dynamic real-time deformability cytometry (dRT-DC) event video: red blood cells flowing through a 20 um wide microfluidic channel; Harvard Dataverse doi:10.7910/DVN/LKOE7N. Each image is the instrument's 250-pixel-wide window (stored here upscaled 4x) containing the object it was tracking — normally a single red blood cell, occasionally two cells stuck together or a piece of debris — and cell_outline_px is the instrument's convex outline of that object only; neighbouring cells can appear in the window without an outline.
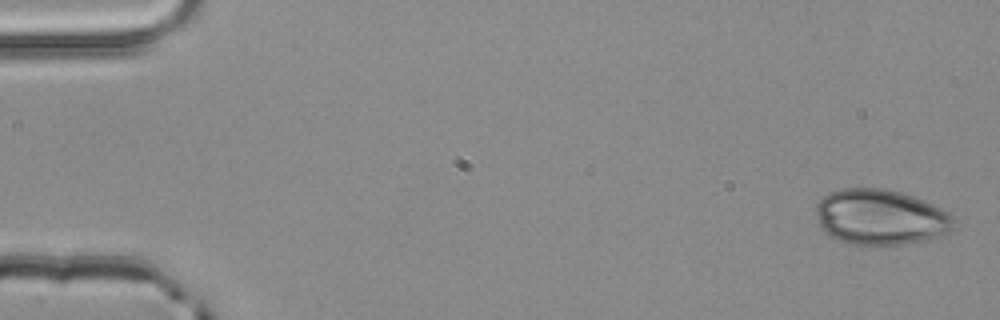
{"species": "common noctule bat (a hibernating species)", "species_latin": "Nyctalus noctula", "temperature_condition": "room temperature", "stored_images_in_passage": 4, "camera_frame_rate_fps": 3000, "um_per_image_px": 0.085, "animal": {"sex": "male", "body_mass_g": 20.4}, "frame": {"image": 1, "passage_image": 1, "time_ms": 0.0, "image_size_px": [1000, 320], "cell_outline_px": [[952, 228], [948, 232], [940, 236], [928, 240], [900, 244], [848, 244], [824, 232], [816, 216], [816, 204], [828, 192], [844, 188], [884, 188], [904, 192], [924, 200], [948, 212], [952, 216]], "centroid_in_image_um": [74.83, 18.44], "position_along_channel_um": 10.2, "area_um2": 44.51}}